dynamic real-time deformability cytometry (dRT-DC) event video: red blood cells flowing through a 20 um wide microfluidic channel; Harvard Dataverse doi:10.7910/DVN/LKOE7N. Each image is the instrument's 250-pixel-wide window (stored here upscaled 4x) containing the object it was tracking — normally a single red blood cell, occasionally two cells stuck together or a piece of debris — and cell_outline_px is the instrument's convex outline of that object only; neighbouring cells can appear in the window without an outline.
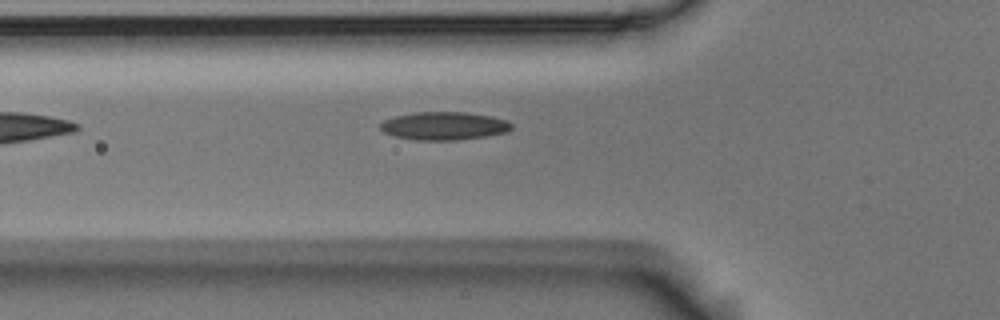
{"species": "Egyptian fruit bat (a non-hibernating species)", "species_latin": "Rousettus aegyptiacus", "temperature_condition": "room temperature", "stored_images_in_passage": 5, "camera_frame_rate_fps": 3000, "um_per_image_px": 0.085, "animal": {"sex": "male"}, "frame": {"image": 1, "passage_image": 5, "time_ms": 1.333, "image_size_px": [1000, 320], "cell_outline_px": [[512, 128], [508, 132], [484, 136], [456, 140], [416, 140], [396, 136], [384, 132], [380, 128], [380, 124], [384, 120], [396, 116], [416, 112], [464, 112], [492, 116], [508, 120], [512, 124]], "centroid_in_image_um": [37.78, 10.69], "position_along_channel_um": 88.0, "area_um2": 21.39}}